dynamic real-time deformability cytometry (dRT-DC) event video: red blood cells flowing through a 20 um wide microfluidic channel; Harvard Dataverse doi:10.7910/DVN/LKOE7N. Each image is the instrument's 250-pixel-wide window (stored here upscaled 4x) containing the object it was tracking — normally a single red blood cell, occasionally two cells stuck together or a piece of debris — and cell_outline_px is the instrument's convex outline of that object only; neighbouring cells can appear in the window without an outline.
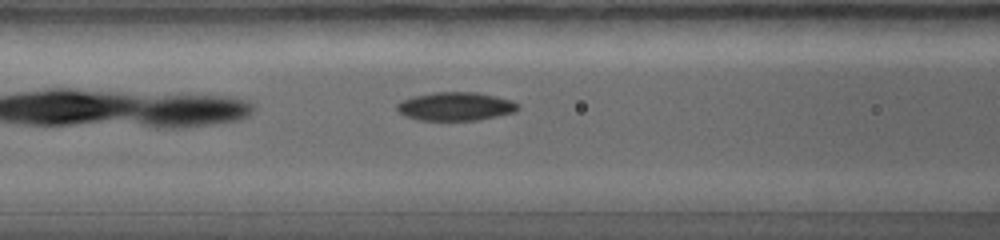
{"species": "common noctule bat (a hibernating species)", "species_latin": "Nyctalus noctula", "temperature_condition": "warm", "stored_images_in_passage": 38, "camera_frame_rate_fps": 5000, "um_per_image_px": 0.085, "animal": {"sex": "female", "body_mass_g": 19.0, "forearm_length_mm": 56.7}, "frame": {"image": 1, "passage_image": 8, "time_ms": 1.4, "image_size_px": [1000, 240], "cell_outline_px": [[520, 108], [516, 112], [480, 120], [416, 120], [404, 116], [396, 112], [396, 104], [404, 100], [416, 96], [436, 92], [476, 92], [512, 100], [520, 104]], "centroid_in_image_um": [38.74, 9.06], "position_along_channel_um": 127.9, "area_um2": 20.23}}
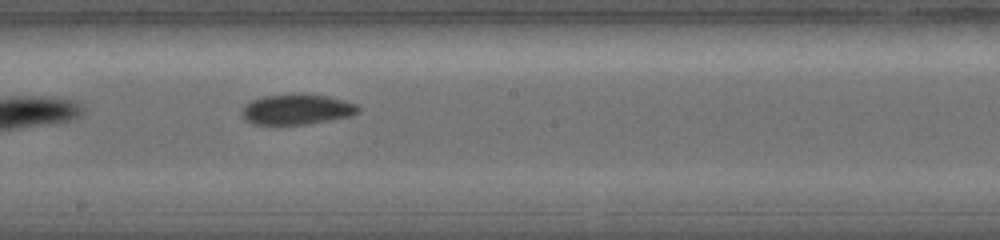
{"frame": {"image": 2, "passage_image": 15, "time_ms": 2.8, "image_size_px": [1000, 240], "cell_outline_px": [[360, 112], [352, 116], [308, 124], [252, 124], [244, 120], [240, 116], [240, 112], [252, 100], [264, 96], [328, 96], [344, 100], [356, 104], [360, 108]], "centroid_in_image_um": [25.24, 9.34], "position_along_channel_um": 223.0, "area_um2": 20.06}}
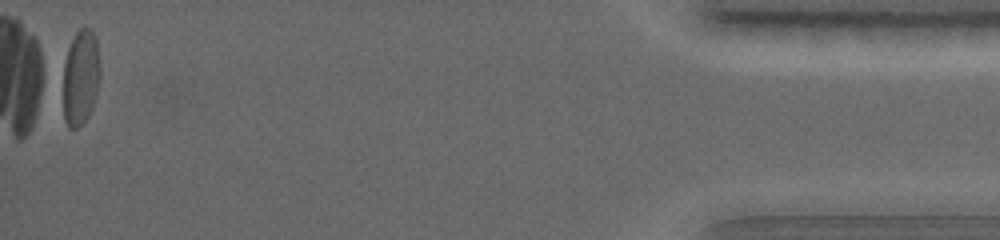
{"frame": {"image": 3, "passage_image": 38, "time_ms": 7.4, "image_size_px": [1000, 240], "cell_outline_px": [[100, 76], [96, 96], [92, 108], [88, 116], [76, 128], [68, 128], [64, 120], [56, 76], [68, 48], [76, 32], [84, 24], [96, 36], [100, 68]], "centroid_in_image_um": [6.73, 6.59], "position_along_channel_um": 428.5, "area_um2": 22.48}}